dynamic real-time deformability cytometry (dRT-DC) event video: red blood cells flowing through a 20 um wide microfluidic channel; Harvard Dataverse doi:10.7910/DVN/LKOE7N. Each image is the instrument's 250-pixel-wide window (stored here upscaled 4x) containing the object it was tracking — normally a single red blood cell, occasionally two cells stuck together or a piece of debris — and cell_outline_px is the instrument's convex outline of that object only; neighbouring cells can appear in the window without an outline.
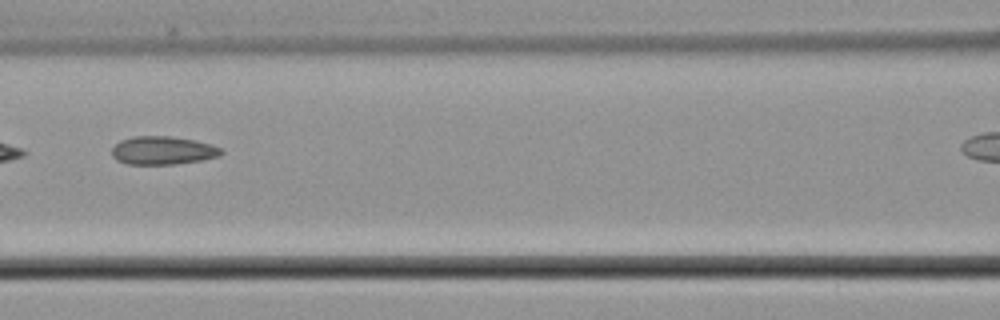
{"species": "common noctule bat (a hibernating species)", "species_latin": "Nyctalus noctula", "temperature_condition": "cold", "stored_images_in_passage": 4, "segment_of_instrument_passage": [1, 2], "camera_frame_rate_fps": 3000, "um_per_image_px": 0.085, "animal": {"sex": "male", "body_mass_g": 21.5, "forearm_length_mm": 52.0}, "frame": {"image": 1, "passage_image": 3, "time_ms": 2.333, "image_size_px": [1000, 320], "cell_outline_px": [[224, 152], [220, 156], [200, 160], [176, 164], [128, 164], [116, 160], [112, 156], [112, 148], [120, 140], [132, 136], [172, 136], [196, 140], [212, 144], [220, 148]], "centroid_in_image_um": [13.84, 12.78], "position_along_channel_um": 152.8, "area_um2": 18.15}}